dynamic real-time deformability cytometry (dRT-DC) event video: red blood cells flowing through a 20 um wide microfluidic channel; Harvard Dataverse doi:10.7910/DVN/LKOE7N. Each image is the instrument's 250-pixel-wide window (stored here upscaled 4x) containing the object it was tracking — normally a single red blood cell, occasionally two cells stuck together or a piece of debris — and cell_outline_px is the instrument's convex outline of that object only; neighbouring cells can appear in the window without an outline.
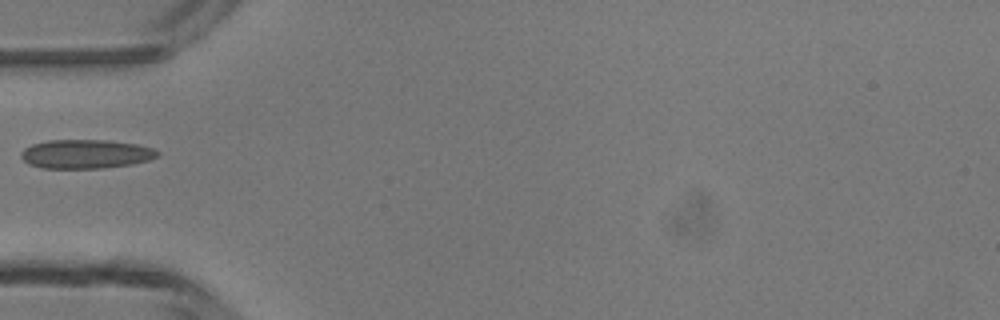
{"species": "common noctule bat (a hibernating species)", "species_latin": "Nyctalus noctula", "temperature_condition": "room temperature", "stored_images_in_passage": 4, "camera_frame_rate_fps": 3000, "um_per_image_px": 0.085, "animal": {"sex": "male", "body_mass_g": 13.3}, "frame": {"image": 1, "passage_image": 4, "time_ms": 3.667, "image_size_px": [1000, 320], "cell_outline_px": [[160, 156], [148, 160], [132, 164], [100, 168], [40, 168], [28, 164], [20, 156], [20, 152], [24, 148], [32, 144], [48, 140], [108, 140], [136, 144], [152, 148], [160, 152]], "centroid_in_image_um": [7.27, 13.09], "position_along_channel_um": 77.7, "area_um2": 23.12}}